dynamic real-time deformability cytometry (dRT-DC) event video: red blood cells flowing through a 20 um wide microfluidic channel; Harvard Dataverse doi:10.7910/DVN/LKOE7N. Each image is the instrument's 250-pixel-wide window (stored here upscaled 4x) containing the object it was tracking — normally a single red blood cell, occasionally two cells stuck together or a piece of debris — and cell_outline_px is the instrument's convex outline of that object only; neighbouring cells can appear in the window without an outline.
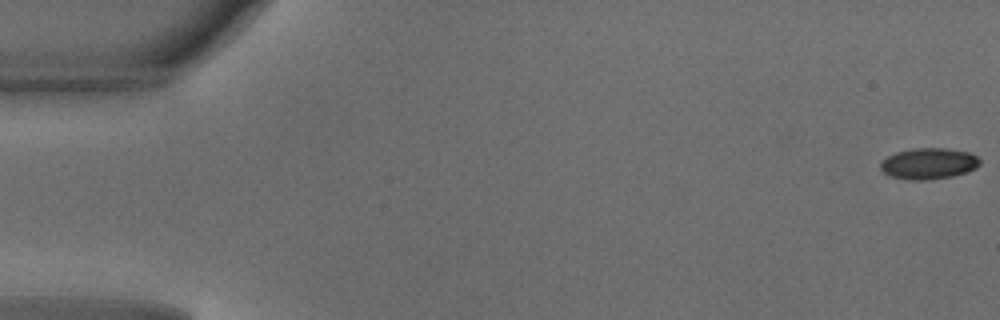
{"species": "common noctule bat (a hibernating species)", "species_latin": "Nyctalus noctula", "temperature_condition": "warm", "stored_images_in_passage": 49, "camera_frame_rate_fps": 3000, "um_per_image_px": 0.085, "animal": {"sex": "male", "body_mass_g": 18.8}, "frame": {"image": 1, "passage_image": 1, "time_ms": 0.0, "image_size_px": [1000, 320], "cell_outline_px": [[980, 164], [976, 168], [952, 176], [928, 180], [912, 180], [892, 176], [884, 172], [880, 168], [880, 164], [888, 156], [896, 152], [912, 148], [944, 148], [968, 152], [976, 156], [980, 160]], "centroid_in_image_um": [78.94, 13.9], "position_along_channel_um": 6.1, "area_um2": 17.8}}
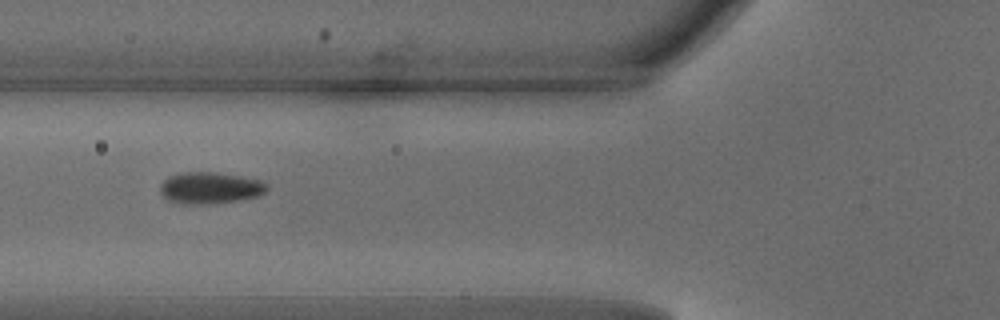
{"frame": {"image": 2, "passage_image": 19, "time_ms": 6.0, "image_size_px": [1000, 320], "cell_outline_px": [[268, 188], [264, 192], [256, 196], [240, 200], [200, 204], [176, 204], [168, 200], [160, 192], [160, 184], [168, 176], [184, 172], [216, 172], [240, 176], [260, 180], [268, 184]], "centroid_in_image_um": [17.82, 15.97], "position_along_channel_um": 108.0, "area_um2": 19.65}}
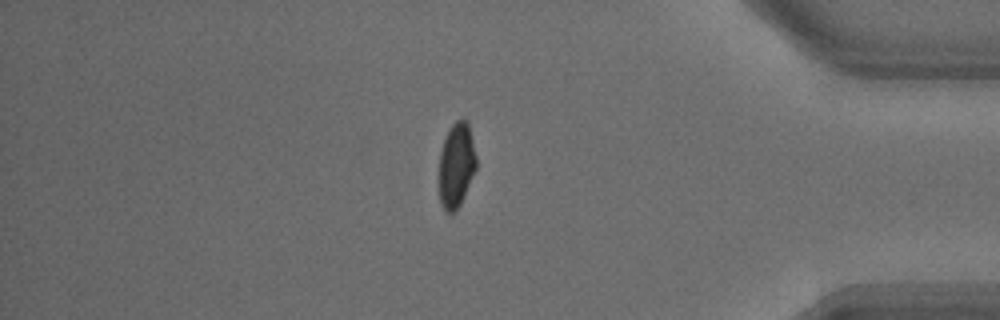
{"frame": {"image": 3, "passage_image": 42, "time_ms": 13.667, "image_size_px": [1000, 320], "cell_outline_px": [[476, 168], [460, 204], [456, 212], [444, 212], [440, 204], [440, 152], [444, 140], [452, 124], [456, 120], [468, 120], [476, 156]], "centroid_in_image_um": [38.79, 14.05], "position_along_channel_um": 396.4, "area_um2": 18.15}, "authors_computed_cell_mechanics": {"area_um2": 18.8428, "velocity_mm_per_s": 4.1598, "shape_relaxation_time_tau1_ms": 4.3841, "shape_relaxation_time_tau2_ms": null, "deformation_change_tau1": 0.1219, "deformation_change_tau2": null}}